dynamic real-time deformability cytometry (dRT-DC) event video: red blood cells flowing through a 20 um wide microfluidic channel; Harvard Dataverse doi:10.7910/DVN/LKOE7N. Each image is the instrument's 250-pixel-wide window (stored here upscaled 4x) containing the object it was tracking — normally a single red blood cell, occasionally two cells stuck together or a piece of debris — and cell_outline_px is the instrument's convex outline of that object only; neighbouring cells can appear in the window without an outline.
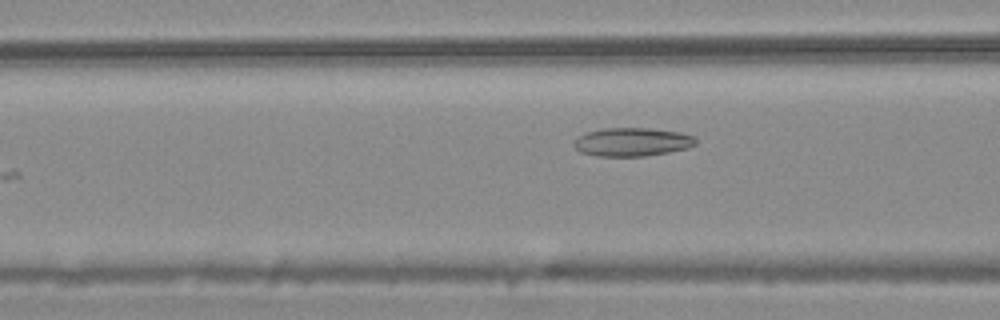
{"species": "common noctule bat (a hibernating species)", "species_latin": "Nyctalus noctula", "temperature_condition": "warm", "stored_images_in_passage": 5, "camera_frame_rate_fps": 3000, "um_per_image_px": 0.085, "animal": {"sex": "male", "body_mass_g": 20.4}, "frame": {"image": 1, "passage_image": 5, "time_ms": 1.333, "image_size_px": [1000, 320], "cell_outline_px": [[696, 144], [688, 148], [668, 152], [644, 156], [596, 156], [580, 152], [572, 144], [580, 136], [588, 132], [604, 128], [648, 128], [680, 132], [696, 136]], "centroid_in_image_um": [53.76, 12.07], "position_along_channel_um": 112.8, "area_um2": 20.17}}